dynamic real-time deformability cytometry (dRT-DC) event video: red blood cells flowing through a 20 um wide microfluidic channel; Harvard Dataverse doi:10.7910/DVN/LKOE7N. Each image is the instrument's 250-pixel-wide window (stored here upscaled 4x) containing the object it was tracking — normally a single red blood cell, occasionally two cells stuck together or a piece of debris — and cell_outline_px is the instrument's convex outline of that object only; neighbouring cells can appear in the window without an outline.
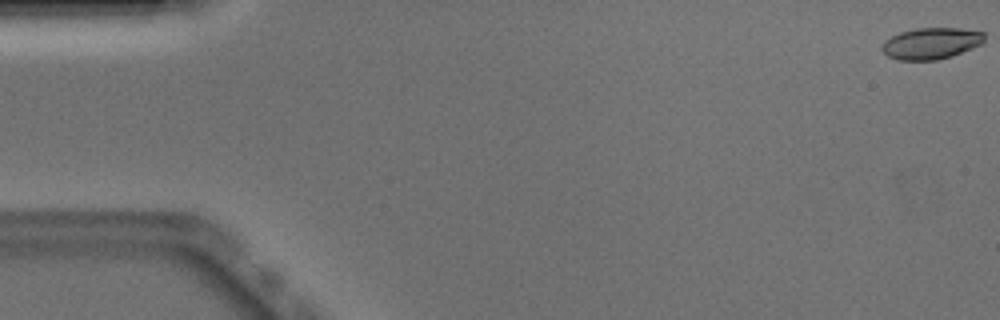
{"species": "Egyptian fruit bat (a non-hibernating species)", "species_latin": "Rousettus aegyptiacus", "temperature_condition": "warm", "stored_images_in_passage": 46, "camera_frame_rate_fps": 3000, "um_per_image_px": 0.085, "animal": {"sex": "male"}, "frame": {"image": 1, "passage_image": 1, "time_ms": 0.0, "image_size_px": [1000, 320], "cell_outline_px": [[984, 40], [980, 44], [972, 48], [952, 56], [936, 60], [896, 60], [888, 56], [880, 48], [884, 40], [900, 32], [916, 28], [960, 28], [984, 32]], "centroid_in_image_um": [79.12, 3.69], "position_along_channel_um": 5.9, "area_um2": 18.79}}
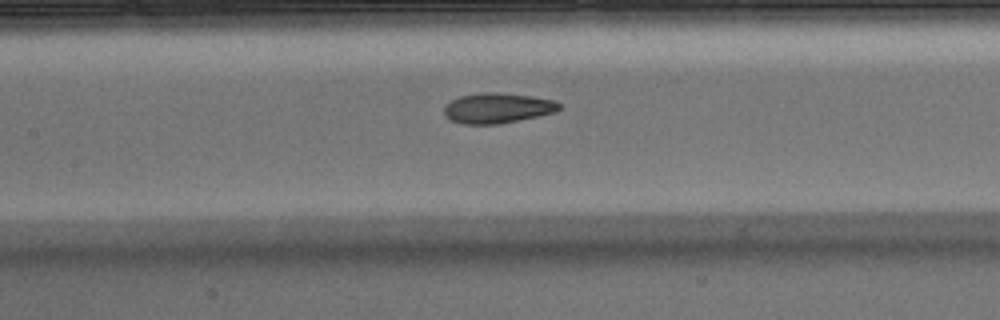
{"frame": {"image": 2, "passage_image": 24, "time_ms": 7.667, "image_size_px": [1000, 320], "cell_outline_px": [[560, 108], [556, 112], [500, 124], [464, 124], [452, 120], [444, 112], [444, 104], [460, 96], [484, 92], [496, 92], [532, 96], [556, 100], [560, 104]], "centroid_in_image_um": [42.31, 9.18], "position_along_channel_um": 165.1, "area_um2": 20.23}}
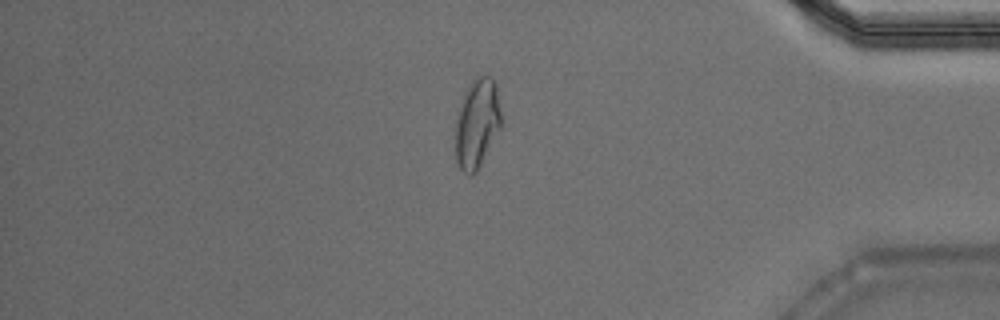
{"frame": {"image": 3, "passage_image": 44, "time_ms": 14.333, "image_size_px": [1000, 320], "cell_outline_px": [[504, 124], [476, 172], [468, 176], [460, 168], [456, 160], [456, 124], [460, 108], [464, 96], [472, 80], [476, 76], [492, 76], [496, 84]], "centroid_in_image_um": [40.61, 10.49], "position_along_channel_um": 394.6, "area_um2": 23.93}, "authors_computed_cell_mechanics": {"area_um2": 20.1433, "velocity_mm_per_s": 3.9149, "shape_relaxation_time_tau1_ms": 7.0878, "shape_relaxation_time_tau2_ms": 1.721, "deformation_change_tau1": 0.2566, "deformation_change_tau2": 0.0869}}